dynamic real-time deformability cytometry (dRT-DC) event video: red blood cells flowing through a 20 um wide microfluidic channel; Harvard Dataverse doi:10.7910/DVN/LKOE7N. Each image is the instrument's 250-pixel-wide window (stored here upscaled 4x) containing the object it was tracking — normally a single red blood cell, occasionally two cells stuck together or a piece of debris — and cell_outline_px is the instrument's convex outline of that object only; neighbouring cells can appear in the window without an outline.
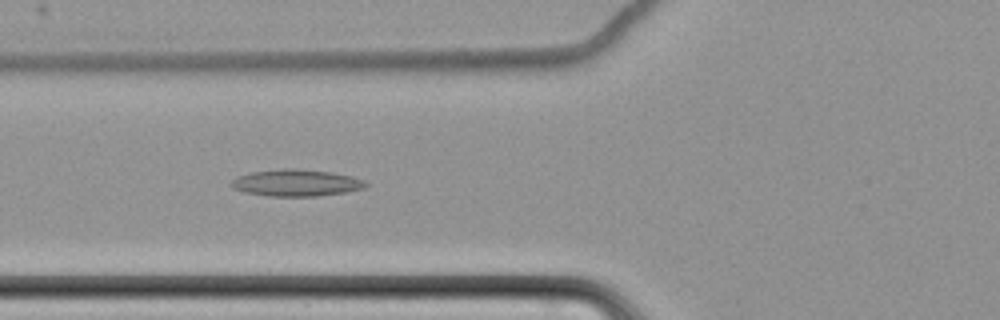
{"species": "common noctule bat (a hibernating species)", "species_latin": "Nyctalus noctula", "temperature_condition": "cold", "stored_images_in_passage": 5, "camera_frame_rate_fps": 3000, "um_per_image_px": 0.085, "animal": {"sex": "female", "body_mass_g": 22.7, "forearm_length_mm": 54.2}, "frame": {"image": 1, "passage_image": 5, "time_ms": 4.667, "image_size_px": [1000, 320], "cell_outline_px": [[368, 184], [364, 188], [344, 192], [316, 196], [268, 196], [244, 192], [232, 188], [232, 180], [236, 176], [252, 172], [284, 168], [296, 168], [332, 172], [352, 176], [364, 180]], "centroid_in_image_um": [25.17, 15.53], "position_along_channel_um": 100.6, "area_um2": 20.98}}